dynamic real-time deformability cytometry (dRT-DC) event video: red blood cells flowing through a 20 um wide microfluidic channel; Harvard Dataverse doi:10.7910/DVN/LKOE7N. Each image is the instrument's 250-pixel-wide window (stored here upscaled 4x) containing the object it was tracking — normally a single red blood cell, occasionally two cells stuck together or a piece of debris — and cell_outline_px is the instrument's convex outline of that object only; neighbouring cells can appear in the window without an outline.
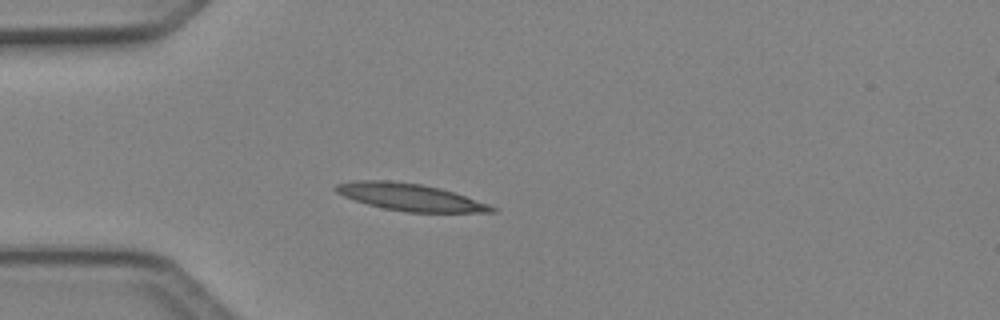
{"species": "Egyptian fruit bat (a non-hibernating species)", "species_latin": "Rousettus aegyptiacus", "temperature_condition": "cold", "stored_images_in_passage": 4, "camera_frame_rate_fps": 3000, "um_per_image_px": 0.085, "animal": {"sex": "female"}, "frame": {"image": 1, "passage_image": 3, "time_ms": 0.667, "image_size_px": [1000, 320], "cell_outline_px": [[496, 212], [408, 212], [384, 208], [368, 204], [344, 196], [336, 192], [332, 188], [336, 184], [356, 180], [388, 180], [420, 184], [440, 188], [488, 204], [496, 208]], "centroid_in_image_um": [34.81, 16.75], "position_along_channel_um": 50.2, "area_um2": 24.28}}